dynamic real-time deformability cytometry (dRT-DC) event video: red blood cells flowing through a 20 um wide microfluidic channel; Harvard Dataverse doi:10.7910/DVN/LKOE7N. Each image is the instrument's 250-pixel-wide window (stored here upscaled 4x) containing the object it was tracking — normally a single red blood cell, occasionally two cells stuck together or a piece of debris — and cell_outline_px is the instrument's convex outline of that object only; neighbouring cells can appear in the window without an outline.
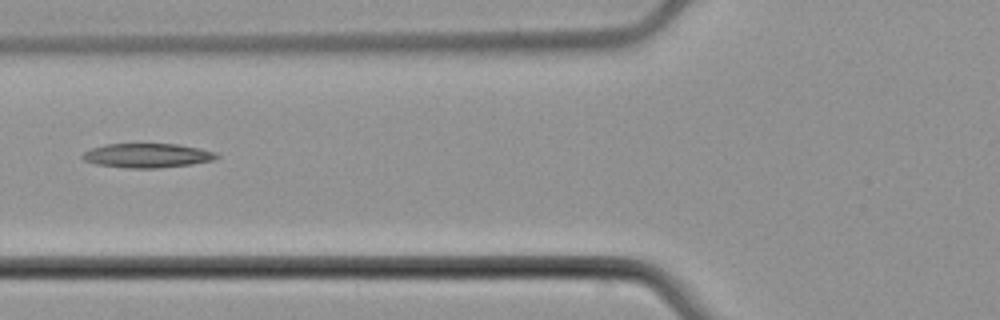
{"species": "common noctule bat (a hibernating species)", "species_latin": "Nyctalus noctula", "temperature_condition": "cold", "stored_images_in_passage": 6, "camera_frame_rate_fps": 3000, "um_per_image_px": 0.085, "animal": {"sex": "male", "body_mass_g": 21.5, "forearm_length_mm": 52.0}, "frame": {"image": 1, "passage_image": 6, "time_ms": 6.0, "image_size_px": [1000, 320], "cell_outline_px": [[220, 156], [212, 160], [192, 164], [156, 168], [128, 168], [96, 164], [84, 160], [80, 156], [84, 152], [92, 148], [104, 144], [176, 144], [200, 148], [216, 152]], "centroid_in_image_um": [12.51, 13.21], "position_along_channel_um": 113.3, "area_um2": 18.9}}